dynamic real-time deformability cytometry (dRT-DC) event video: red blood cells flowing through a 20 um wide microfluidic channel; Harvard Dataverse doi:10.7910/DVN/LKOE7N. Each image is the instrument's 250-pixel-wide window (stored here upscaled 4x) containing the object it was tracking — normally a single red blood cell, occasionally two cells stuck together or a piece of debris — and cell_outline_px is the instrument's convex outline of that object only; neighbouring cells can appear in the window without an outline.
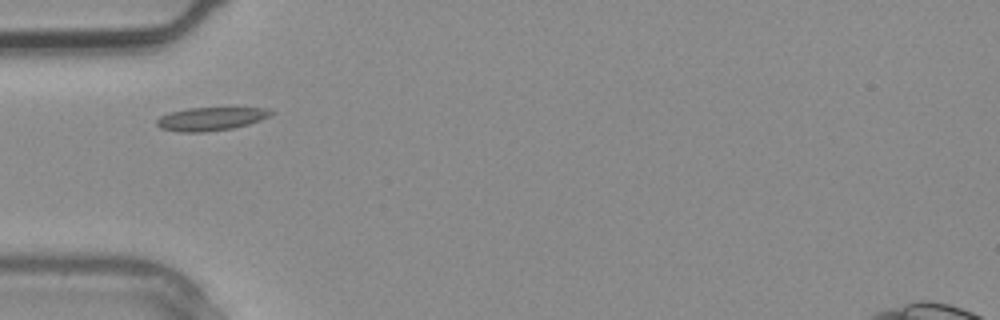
{"species": "common noctule bat (a hibernating species)", "species_latin": "Nyctalus noctula", "temperature_condition": "warm", "stored_images_in_passage": 1, "camera_frame_rate_fps": 3000, "um_per_image_px": 0.085, "animal": {"sex": "male", "body_mass_g": 20.4}, "frame": {"image": 1, "passage_image": 1, "time_ms": 0.0, "image_size_px": [1000, 320], "cell_outline_px": [[276, 112], [260, 120], [248, 124], [232, 128], [204, 132], [180, 132], [160, 128], [156, 124], [156, 120], [160, 116], [168, 112], [188, 108], [264, 108]], "centroid_in_image_um": [17.87, 10.1], "position_along_channel_um": 67.1, "area_um2": 15.43}}